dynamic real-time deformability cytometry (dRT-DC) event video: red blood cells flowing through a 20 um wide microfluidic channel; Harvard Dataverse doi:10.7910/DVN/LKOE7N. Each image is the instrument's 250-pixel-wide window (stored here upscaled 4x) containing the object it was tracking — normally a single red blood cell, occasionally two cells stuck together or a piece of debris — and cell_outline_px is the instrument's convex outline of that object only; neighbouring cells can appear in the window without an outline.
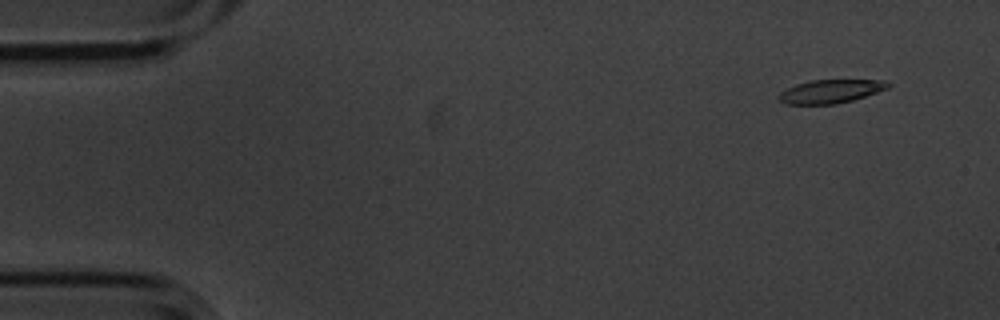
{"species": "common noctule bat (a hibernating species)", "species_latin": "Nyctalus noctula", "temperature_condition": "cold", "stored_images_in_passage": 14, "camera_frame_rate_fps": 3000, "um_per_image_px": 0.085, "animal": {"sex": "male", "body_mass_g": 20.1, "forearm_length_mm": 53.5}, "frame": {"image": 1, "passage_image": 1, "time_ms": 0.0, "image_size_px": [1000, 320], "cell_outline_px": [[892, 84], [888, 88], [852, 100], [836, 104], [784, 104], [776, 96], [780, 92], [796, 84], [812, 80], [888, 80]], "centroid_in_image_um": [70.6, 7.76], "position_along_channel_um": 14.4, "area_um2": 14.91}}
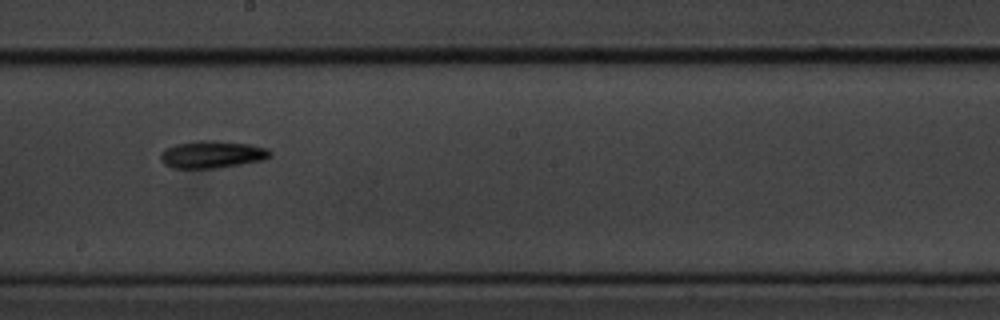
{"frame": {"image": 2, "passage_image": 8, "time_ms": 2.333, "image_size_px": [1000, 320], "cell_outline_px": [[272, 156], [264, 160], [216, 168], [172, 168], [164, 164], [160, 160], [160, 152], [164, 148], [176, 144], [196, 140], [216, 140], [248, 144], [268, 148], [272, 152]], "centroid_in_image_um": [18.01, 13.12], "position_along_channel_um": 230.2, "area_um2": 17.69}}
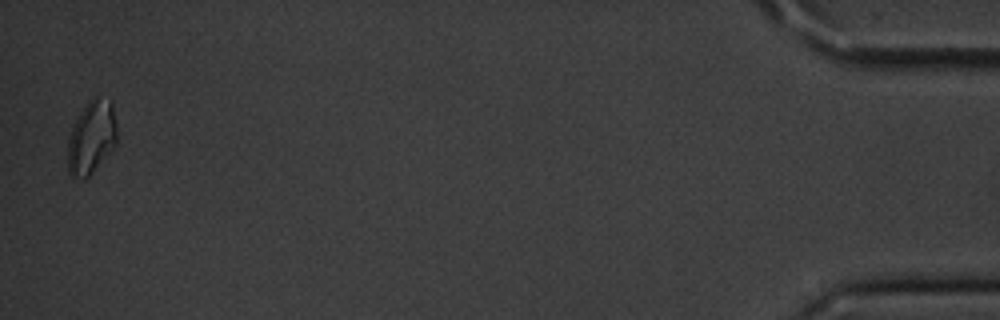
{"frame": {"image": 3, "passage_image": 14, "time_ms": 4.333, "image_size_px": [1000, 320], "cell_outline_px": [[116, 144], [112, 152], [84, 180], [72, 180], [68, 176], [68, 140], [72, 128], [80, 112], [88, 100], [92, 96], [96, 96], [112, 100], [116, 124]], "centroid_in_image_um": [7.78, 11.71], "position_along_channel_um": 427.4, "area_um2": 21.5}}